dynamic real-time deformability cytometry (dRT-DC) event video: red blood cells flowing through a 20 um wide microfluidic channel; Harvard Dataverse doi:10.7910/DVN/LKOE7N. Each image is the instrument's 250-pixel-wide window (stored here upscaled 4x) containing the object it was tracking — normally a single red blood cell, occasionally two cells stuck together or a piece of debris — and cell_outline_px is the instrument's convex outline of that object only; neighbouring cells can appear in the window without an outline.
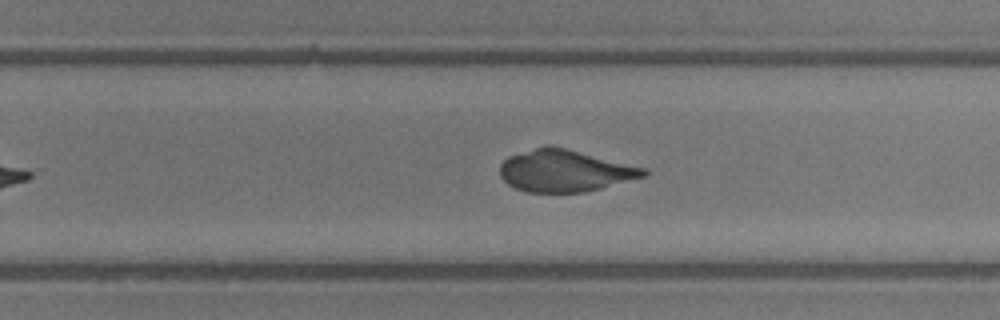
{"species": "common noctule bat (a hibernating species)", "species_latin": "Nyctalus noctula", "temperature_condition": "room temperature", "stored_images_in_passage": 37, "camera_frame_rate_fps": 3000, "um_per_image_px": 0.085, "animal": {"sex": "male", "body_mass_g": 13.3}, "frame": {"image": 1, "passage_image": 22, "time_ms": 7.0, "image_size_px": [1000, 320], "cell_outline_px": [[648, 176], [584, 192], [528, 192], [516, 188], [508, 184], [500, 176], [500, 164], [508, 156], [548, 144], [644, 168], [648, 172]], "centroid_in_image_um": [47.98, 14.52], "position_along_channel_um": 281.8, "area_um2": 34.68}}
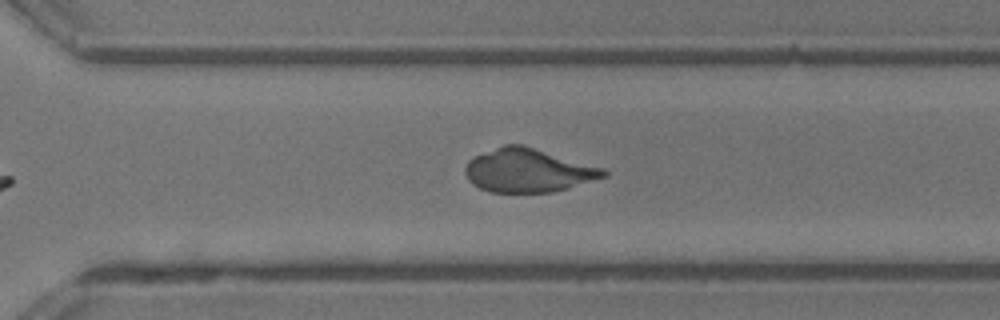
{"frame": {"image": 2, "passage_image": 25, "time_ms": 8.0, "image_size_px": [1000, 320], "cell_outline_px": [[608, 176], [568, 188], [552, 192], [488, 192], [472, 184], [468, 180], [464, 172], [464, 168], [468, 160], [476, 156], [504, 144], [520, 144], [604, 168], [608, 172]], "centroid_in_image_um": [44.88, 14.5], "position_along_channel_um": 325.7, "area_um2": 34.97}}
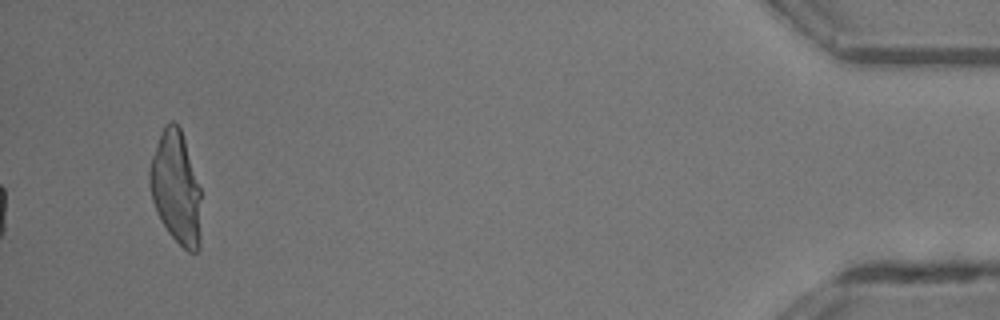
{"frame": {"image": 3, "passage_image": 37, "time_ms": 12.0, "image_size_px": [1000, 320], "cell_outline_px": [[200, 248], [196, 252], [188, 252], [168, 232], [160, 220], [152, 200], [148, 180], [148, 172], [152, 156], [156, 144], [164, 124], [172, 120], [180, 128], [200, 188]], "centroid_in_image_um": [14.94, 15.98], "position_along_channel_um": 420.3, "area_um2": 33.58}}